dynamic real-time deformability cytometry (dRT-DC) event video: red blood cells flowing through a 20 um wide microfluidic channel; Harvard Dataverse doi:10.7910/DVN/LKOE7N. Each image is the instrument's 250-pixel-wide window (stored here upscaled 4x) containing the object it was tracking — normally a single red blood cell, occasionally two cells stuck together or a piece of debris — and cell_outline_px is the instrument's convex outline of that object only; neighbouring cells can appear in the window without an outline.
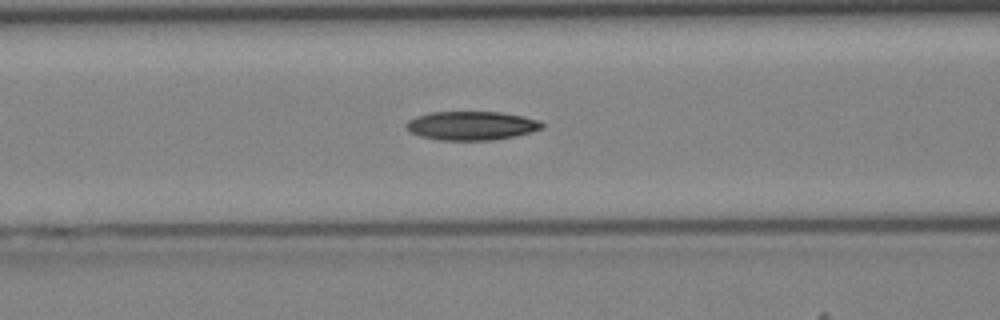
{"species": "Egyptian fruit bat (a non-hibernating species)", "species_latin": "Rousettus aegyptiacus", "temperature_condition": "cold", "stored_images_in_passage": 43, "camera_frame_rate_fps": 3000, "um_per_image_px": 0.085, "animal": {"sex": "female"}, "frame": {"image": 1, "passage_image": 18, "time_ms": 5.667, "image_size_px": [1000, 320], "cell_outline_px": [[544, 128], [532, 132], [516, 136], [492, 140], [440, 140], [420, 136], [408, 132], [404, 128], [404, 124], [408, 120], [416, 116], [428, 112], [500, 112], [524, 116], [540, 120], [544, 124]], "centroid_in_image_um": [40.06, 10.68], "position_along_channel_um": 126.5, "area_um2": 23.18}}
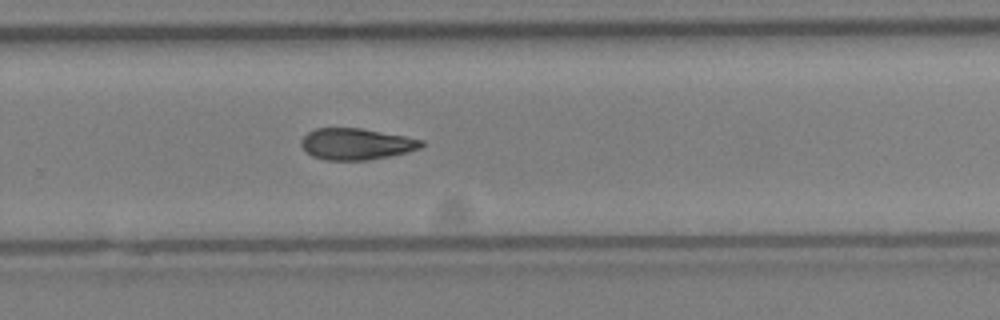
{"frame": {"image": 2, "passage_image": 29, "time_ms": 9.333, "image_size_px": [1000, 320], "cell_outline_px": [[424, 144], [420, 148], [408, 152], [368, 160], [328, 160], [312, 156], [300, 144], [300, 140], [308, 132], [316, 128], [360, 128], [404, 136], [424, 140]], "centroid_in_image_um": [30.28, 12.24], "position_along_channel_um": 299.5, "area_um2": 21.85}}
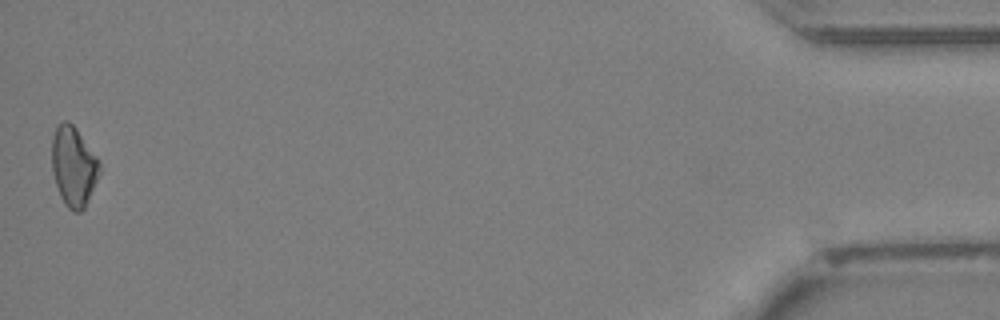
{"frame": {"image": 3, "passage_image": 43, "time_ms": 14.0, "image_size_px": [1000, 320], "cell_outline_px": [[100, 172], [84, 208], [80, 212], [76, 212], [68, 208], [64, 204], [60, 196], [52, 172], [52, 136], [56, 124], [64, 120], [68, 120], [76, 128], [100, 160]], "centroid_in_image_um": [6.24, 14.11], "position_along_channel_um": 429.0, "area_um2": 22.25}}